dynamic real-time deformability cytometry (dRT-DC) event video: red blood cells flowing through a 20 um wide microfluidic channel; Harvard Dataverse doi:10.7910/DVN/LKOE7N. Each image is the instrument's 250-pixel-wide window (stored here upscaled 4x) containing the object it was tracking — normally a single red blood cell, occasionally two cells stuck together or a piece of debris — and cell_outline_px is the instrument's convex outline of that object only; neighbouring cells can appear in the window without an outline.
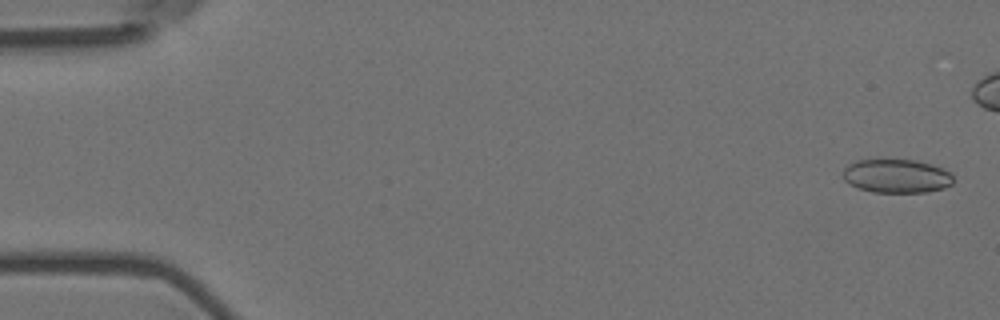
{"species": "Egyptian fruit bat (a non-hibernating species)", "species_latin": "Rousettus aegyptiacus", "temperature_condition": "room temperature", "stored_images_in_passage": 46, "camera_frame_rate_fps": 3000, "um_per_image_px": 0.085, "animal": {"sex": "female"}, "frame": {"image": 1, "passage_image": 2, "time_ms": 0.333, "image_size_px": [1000, 320], "cell_outline_px": [[952, 184], [944, 188], [928, 192], [872, 192], [856, 188], [848, 184], [844, 180], [844, 168], [848, 164], [856, 160], [916, 160], [932, 164], [944, 168], [952, 176]], "centroid_in_image_um": [76.19, 14.97], "position_along_channel_um": 8.8, "area_um2": 21.79}}
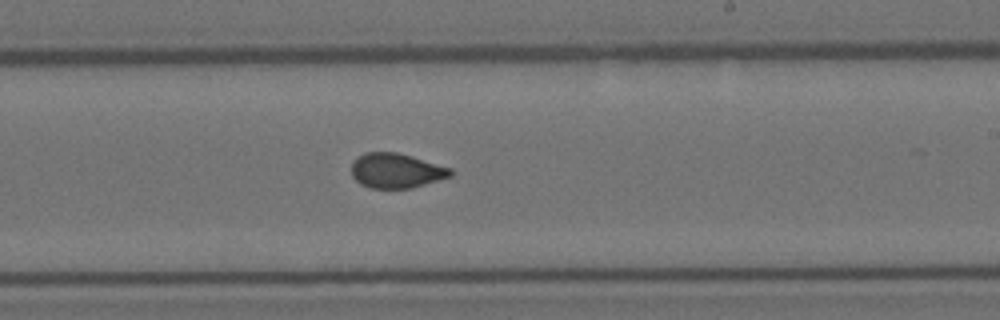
{"frame": {"image": 2, "passage_image": 34, "time_ms": 11.0, "image_size_px": [1000, 320], "cell_outline_px": [[452, 176], [412, 188], [368, 188], [360, 184], [352, 176], [352, 160], [356, 156], [364, 152], [396, 152], [412, 156], [452, 168]], "centroid_in_image_um": [33.65, 14.5], "position_along_channel_um": 255.3, "area_um2": 20.29}}
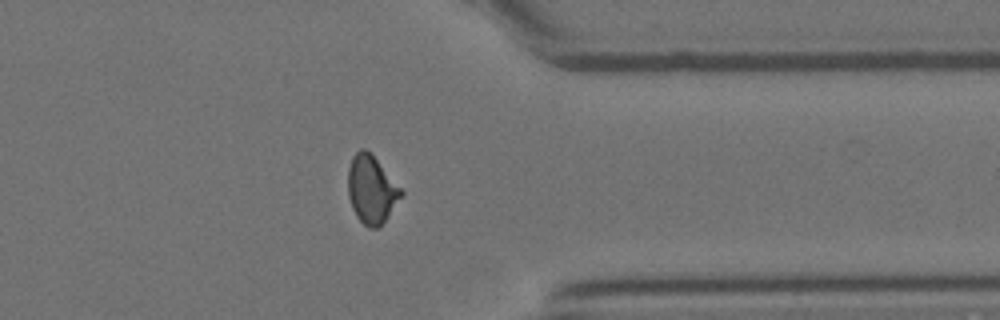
{"frame": {"image": 3, "passage_image": 45, "time_ms": 14.667, "image_size_px": [1000, 320], "cell_outline_px": [[404, 192], [388, 216], [376, 228], [368, 228], [356, 216], [352, 208], [348, 196], [348, 168], [352, 156], [360, 148], [364, 148], [376, 160]], "centroid_in_image_um": [31.54, 16.11], "position_along_channel_um": 379.9, "area_um2": 20.52}}